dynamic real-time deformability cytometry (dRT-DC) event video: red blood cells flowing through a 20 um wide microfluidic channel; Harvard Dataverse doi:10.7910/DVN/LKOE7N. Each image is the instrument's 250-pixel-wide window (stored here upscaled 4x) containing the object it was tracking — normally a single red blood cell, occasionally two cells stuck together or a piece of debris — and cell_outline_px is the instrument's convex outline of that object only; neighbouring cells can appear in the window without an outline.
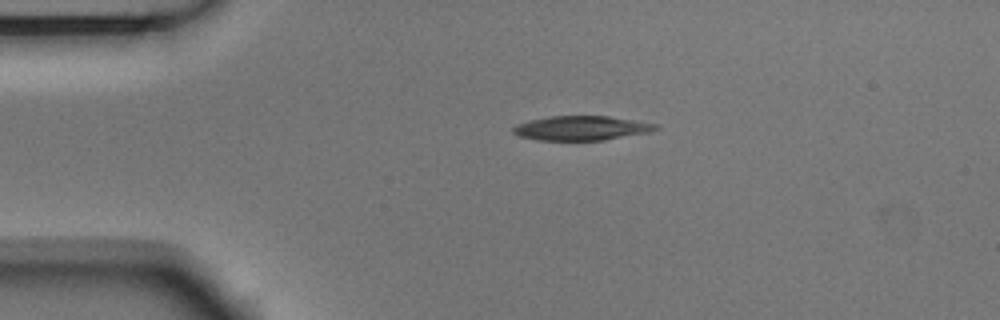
{"species": "Egyptian fruit bat (a non-hibernating species)", "species_latin": "Rousettus aegyptiacus", "temperature_condition": "room temperature", "stored_images_in_passage": 2, "camera_frame_rate_fps": 3000, "um_per_image_px": 0.085, "animal": {"sex": "male"}, "frame": {"image": 1, "passage_image": 1, "time_ms": 0.0, "image_size_px": [1000, 320], "cell_outline_px": [[660, 128], [648, 132], [604, 140], [536, 140], [520, 136], [512, 132], [512, 128], [516, 124], [548, 116], [608, 116], [636, 120], [660, 124]], "centroid_in_image_um": [49.44, 10.88], "position_along_channel_um": 35.6, "area_um2": 20.29}}